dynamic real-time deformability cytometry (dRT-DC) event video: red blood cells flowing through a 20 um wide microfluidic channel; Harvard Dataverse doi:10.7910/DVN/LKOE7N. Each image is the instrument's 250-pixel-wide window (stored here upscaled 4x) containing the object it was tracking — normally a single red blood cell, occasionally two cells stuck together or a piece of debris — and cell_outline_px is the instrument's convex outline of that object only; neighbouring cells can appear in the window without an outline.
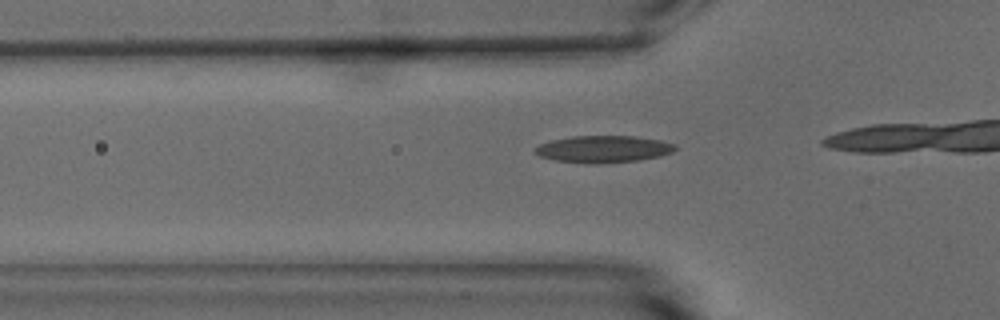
{"species": "common noctule bat (a hibernating species)", "species_latin": "Nyctalus noctula", "temperature_condition": "warm", "stored_images_in_passage": 16, "camera_frame_rate_fps": 3000, "um_per_image_px": 0.085, "animal": {"sex": "male", "body_mass_g": 15.6}, "frame": {"image": 1, "passage_image": 11, "time_ms": 3.333, "image_size_px": [1000, 320], "cell_outline_px": [[676, 148], [672, 152], [660, 156], [636, 160], [600, 164], [584, 164], [556, 160], [540, 156], [532, 152], [532, 148], [540, 144], [552, 140], [572, 136], [636, 136], [660, 140], [676, 144]], "centroid_in_image_um": [51.25, 12.67], "position_along_channel_um": 74.6, "area_um2": 22.2}}